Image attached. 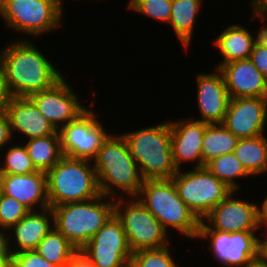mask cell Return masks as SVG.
Here are the masks:
<instances>
[{
    "label": "cell",
    "mask_w": 267,
    "mask_h": 267,
    "mask_svg": "<svg viewBox=\"0 0 267 267\" xmlns=\"http://www.w3.org/2000/svg\"><path fill=\"white\" fill-rule=\"evenodd\" d=\"M239 138L230 132L222 123L208 124L202 143V167L213 158L232 153Z\"/></svg>",
    "instance_id": "cell-26"
},
{
    "label": "cell",
    "mask_w": 267,
    "mask_h": 267,
    "mask_svg": "<svg viewBox=\"0 0 267 267\" xmlns=\"http://www.w3.org/2000/svg\"><path fill=\"white\" fill-rule=\"evenodd\" d=\"M3 193L21 202L30 211L50 207L47 193L46 172L31 174H2Z\"/></svg>",
    "instance_id": "cell-21"
},
{
    "label": "cell",
    "mask_w": 267,
    "mask_h": 267,
    "mask_svg": "<svg viewBox=\"0 0 267 267\" xmlns=\"http://www.w3.org/2000/svg\"><path fill=\"white\" fill-rule=\"evenodd\" d=\"M67 267H95L92 261L79 249L69 259Z\"/></svg>",
    "instance_id": "cell-36"
},
{
    "label": "cell",
    "mask_w": 267,
    "mask_h": 267,
    "mask_svg": "<svg viewBox=\"0 0 267 267\" xmlns=\"http://www.w3.org/2000/svg\"><path fill=\"white\" fill-rule=\"evenodd\" d=\"M232 191L200 221L199 230L221 232L259 231V204L241 199ZM235 195V196H234ZM237 196V197H236Z\"/></svg>",
    "instance_id": "cell-13"
},
{
    "label": "cell",
    "mask_w": 267,
    "mask_h": 267,
    "mask_svg": "<svg viewBox=\"0 0 267 267\" xmlns=\"http://www.w3.org/2000/svg\"><path fill=\"white\" fill-rule=\"evenodd\" d=\"M80 250L95 267H130L132 251L115 214Z\"/></svg>",
    "instance_id": "cell-11"
},
{
    "label": "cell",
    "mask_w": 267,
    "mask_h": 267,
    "mask_svg": "<svg viewBox=\"0 0 267 267\" xmlns=\"http://www.w3.org/2000/svg\"><path fill=\"white\" fill-rule=\"evenodd\" d=\"M222 124L239 139L266 134L267 97L230 98Z\"/></svg>",
    "instance_id": "cell-15"
},
{
    "label": "cell",
    "mask_w": 267,
    "mask_h": 267,
    "mask_svg": "<svg viewBox=\"0 0 267 267\" xmlns=\"http://www.w3.org/2000/svg\"><path fill=\"white\" fill-rule=\"evenodd\" d=\"M5 43L8 44L0 49V65L10 97H29L50 89L63 77L53 60L44 55L31 39L12 37Z\"/></svg>",
    "instance_id": "cell-1"
},
{
    "label": "cell",
    "mask_w": 267,
    "mask_h": 267,
    "mask_svg": "<svg viewBox=\"0 0 267 267\" xmlns=\"http://www.w3.org/2000/svg\"><path fill=\"white\" fill-rule=\"evenodd\" d=\"M265 196L266 197L262 199L261 206H258L259 229L263 233H267V195Z\"/></svg>",
    "instance_id": "cell-39"
},
{
    "label": "cell",
    "mask_w": 267,
    "mask_h": 267,
    "mask_svg": "<svg viewBox=\"0 0 267 267\" xmlns=\"http://www.w3.org/2000/svg\"><path fill=\"white\" fill-rule=\"evenodd\" d=\"M234 154L252 179L257 175H267V133L253 138H240Z\"/></svg>",
    "instance_id": "cell-24"
},
{
    "label": "cell",
    "mask_w": 267,
    "mask_h": 267,
    "mask_svg": "<svg viewBox=\"0 0 267 267\" xmlns=\"http://www.w3.org/2000/svg\"><path fill=\"white\" fill-rule=\"evenodd\" d=\"M261 2H262L265 6H267V0H261Z\"/></svg>",
    "instance_id": "cell-47"
},
{
    "label": "cell",
    "mask_w": 267,
    "mask_h": 267,
    "mask_svg": "<svg viewBox=\"0 0 267 267\" xmlns=\"http://www.w3.org/2000/svg\"><path fill=\"white\" fill-rule=\"evenodd\" d=\"M0 267H11V257H0Z\"/></svg>",
    "instance_id": "cell-44"
},
{
    "label": "cell",
    "mask_w": 267,
    "mask_h": 267,
    "mask_svg": "<svg viewBox=\"0 0 267 267\" xmlns=\"http://www.w3.org/2000/svg\"><path fill=\"white\" fill-rule=\"evenodd\" d=\"M4 193H3V180H2V174L0 173V200L2 199Z\"/></svg>",
    "instance_id": "cell-45"
},
{
    "label": "cell",
    "mask_w": 267,
    "mask_h": 267,
    "mask_svg": "<svg viewBox=\"0 0 267 267\" xmlns=\"http://www.w3.org/2000/svg\"><path fill=\"white\" fill-rule=\"evenodd\" d=\"M50 207L94 199L100 195L92 161L63 156L46 172Z\"/></svg>",
    "instance_id": "cell-7"
},
{
    "label": "cell",
    "mask_w": 267,
    "mask_h": 267,
    "mask_svg": "<svg viewBox=\"0 0 267 267\" xmlns=\"http://www.w3.org/2000/svg\"><path fill=\"white\" fill-rule=\"evenodd\" d=\"M254 31L256 32V34L252 33L254 46L267 47V22L260 29Z\"/></svg>",
    "instance_id": "cell-38"
},
{
    "label": "cell",
    "mask_w": 267,
    "mask_h": 267,
    "mask_svg": "<svg viewBox=\"0 0 267 267\" xmlns=\"http://www.w3.org/2000/svg\"><path fill=\"white\" fill-rule=\"evenodd\" d=\"M11 267H57L43 258L36 250L11 254Z\"/></svg>",
    "instance_id": "cell-33"
},
{
    "label": "cell",
    "mask_w": 267,
    "mask_h": 267,
    "mask_svg": "<svg viewBox=\"0 0 267 267\" xmlns=\"http://www.w3.org/2000/svg\"><path fill=\"white\" fill-rule=\"evenodd\" d=\"M172 180L179 197L200 221L233 191L206 167L183 168Z\"/></svg>",
    "instance_id": "cell-9"
},
{
    "label": "cell",
    "mask_w": 267,
    "mask_h": 267,
    "mask_svg": "<svg viewBox=\"0 0 267 267\" xmlns=\"http://www.w3.org/2000/svg\"><path fill=\"white\" fill-rule=\"evenodd\" d=\"M205 167L231 190L237 192L240 191L239 188L241 189V187L236 181L247 177L250 179L251 176L236 158L234 152L213 158Z\"/></svg>",
    "instance_id": "cell-28"
},
{
    "label": "cell",
    "mask_w": 267,
    "mask_h": 267,
    "mask_svg": "<svg viewBox=\"0 0 267 267\" xmlns=\"http://www.w3.org/2000/svg\"><path fill=\"white\" fill-rule=\"evenodd\" d=\"M35 250L55 266L67 267L69 259L77 252L78 248L53 227Z\"/></svg>",
    "instance_id": "cell-27"
},
{
    "label": "cell",
    "mask_w": 267,
    "mask_h": 267,
    "mask_svg": "<svg viewBox=\"0 0 267 267\" xmlns=\"http://www.w3.org/2000/svg\"><path fill=\"white\" fill-rule=\"evenodd\" d=\"M246 267H267V264L257 256L256 258L252 259Z\"/></svg>",
    "instance_id": "cell-43"
},
{
    "label": "cell",
    "mask_w": 267,
    "mask_h": 267,
    "mask_svg": "<svg viewBox=\"0 0 267 267\" xmlns=\"http://www.w3.org/2000/svg\"><path fill=\"white\" fill-rule=\"evenodd\" d=\"M4 110L14 141L22 136L21 140L25 141L52 135L57 131L29 97H9Z\"/></svg>",
    "instance_id": "cell-18"
},
{
    "label": "cell",
    "mask_w": 267,
    "mask_h": 267,
    "mask_svg": "<svg viewBox=\"0 0 267 267\" xmlns=\"http://www.w3.org/2000/svg\"><path fill=\"white\" fill-rule=\"evenodd\" d=\"M230 98L267 97V78L249 59L233 61L218 68Z\"/></svg>",
    "instance_id": "cell-19"
},
{
    "label": "cell",
    "mask_w": 267,
    "mask_h": 267,
    "mask_svg": "<svg viewBox=\"0 0 267 267\" xmlns=\"http://www.w3.org/2000/svg\"><path fill=\"white\" fill-rule=\"evenodd\" d=\"M171 127V149L173 163L177 170H182V164L188 162L194 167H202V143L208 123L182 118L170 120ZM195 164H192V163Z\"/></svg>",
    "instance_id": "cell-16"
},
{
    "label": "cell",
    "mask_w": 267,
    "mask_h": 267,
    "mask_svg": "<svg viewBox=\"0 0 267 267\" xmlns=\"http://www.w3.org/2000/svg\"><path fill=\"white\" fill-rule=\"evenodd\" d=\"M121 134L144 180L172 179L177 173L173 163L169 119Z\"/></svg>",
    "instance_id": "cell-3"
},
{
    "label": "cell",
    "mask_w": 267,
    "mask_h": 267,
    "mask_svg": "<svg viewBox=\"0 0 267 267\" xmlns=\"http://www.w3.org/2000/svg\"><path fill=\"white\" fill-rule=\"evenodd\" d=\"M53 227L54 214L51 207L29 211L7 231L10 254L35 250L40 241Z\"/></svg>",
    "instance_id": "cell-20"
},
{
    "label": "cell",
    "mask_w": 267,
    "mask_h": 267,
    "mask_svg": "<svg viewBox=\"0 0 267 267\" xmlns=\"http://www.w3.org/2000/svg\"><path fill=\"white\" fill-rule=\"evenodd\" d=\"M38 171L47 172L63 157L59 131L54 134L22 141Z\"/></svg>",
    "instance_id": "cell-25"
},
{
    "label": "cell",
    "mask_w": 267,
    "mask_h": 267,
    "mask_svg": "<svg viewBox=\"0 0 267 267\" xmlns=\"http://www.w3.org/2000/svg\"><path fill=\"white\" fill-rule=\"evenodd\" d=\"M0 257H11L8 248L7 232L0 229Z\"/></svg>",
    "instance_id": "cell-42"
},
{
    "label": "cell",
    "mask_w": 267,
    "mask_h": 267,
    "mask_svg": "<svg viewBox=\"0 0 267 267\" xmlns=\"http://www.w3.org/2000/svg\"><path fill=\"white\" fill-rule=\"evenodd\" d=\"M136 198L168 233L173 230L171 236L177 231L187 240H196L200 220L179 197L172 179L144 180Z\"/></svg>",
    "instance_id": "cell-4"
},
{
    "label": "cell",
    "mask_w": 267,
    "mask_h": 267,
    "mask_svg": "<svg viewBox=\"0 0 267 267\" xmlns=\"http://www.w3.org/2000/svg\"><path fill=\"white\" fill-rule=\"evenodd\" d=\"M29 211L30 210L18 200L3 195L0 200V229L7 232Z\"/></svg>",
    "instance_id": "cell-32"
},
{
    "label": "cell",
    "mask_w": 267,
    "mask_h": 267,
    "mask_svg": "<svg viewBox=\"0 0 267 267\" xmlns=\"http://www.w3.org/2000/svg\"><path fill=\"white\" fill-rule=\"evenodd\" d=\"M20 142V143H19ZM10 143L0 154L1 174H31L38 171L33 165L32 159L28 155L27 149L21 141ZM17 143V144H16ZM13 144V145H12ZM4 152V155H3ZM3 157H2V156Z\"/></svg>",
    "instance_id": "cell-29"
},
{
    "label": "cell",
    "mask_w": 267,
    "mask_h": 267,
    "mask_svg": "<svg viewBox=\"0 0 267 267\" xmlns=\"http://www.w3.org/2000/svg\"><path fill=\"white\" fill-rule=\"evenodd\" d=\"M95 100L83 113L59 130L63 156L93 161L111 134L94 111ZM93 108V109H92Z\"/></svg>",
    "instance_id": "cell-10"
},
{
    "label": "cell",
    "mask_w": 267,
    "mask_h": 267,
    "mask_svg": "<svg viewBox=\"0 0 267 267\" xmlns=\"http://www.w3.org/2000/svg\"><path fill=\"white\" fill-rule=\"evenodd\" d=\"M250 10L252 11V15L249 17L251 18L250 20L256 19L258 21L259 19L262 23L267 21V6L262 2L251 6Z\"/></svg>",
    "instance_id": "cell-37"
},
{
    "label": "cell",
    "mask_w": 267,
    "mask_h": 267,
    "mask_svg": "<svg viewBox=\"0 0 267 267\" xmlns=\"http://www.w3.org/2000/svg\"><path fill=\"white\" fill-rule=\"evenodd\" d=\"M250 60L255 67L267 78V47L253 46Z\"/></svg>",
    "instance_id": "cell-34"
},
{
    "label": "cell",
    "mask_w": 267,
    "mask_h": 267,
    "mask_svg": "<svg viewBox=\"0 0 267 267\" xmlns=\"http://www.w3.org/2000/svg\"><path fill=\"white\" fill-rule=\"evenodd\" d=\"M68 80L63 76L50 89L29 96L40 113L58 131L87 109Z\"/></svg>",
    "instance_id": "cell-14"
},
{
    "label": "cell",
    "mask_w": 267,
    "mask_h": 267,
    "mask_svg": "<svg viewBox=\"0 0 267 267\" xmlns=\"http://www.w3.org/2000/svg\"><path fill=\"white\" fill-rule=\"evenodd\" d=\"M127 9L168 25L172 0H127Z\"/></svg>",
    "instance_id": "cell-31"
},
{
    "label": "cell",
    "mask_w": 267,
    "mask_h": 267,
    "mask_svg": "<svg viewBox=\"0 0 267 267\" xmlns=\"http://www.w3.org/2000/svg\"><path fill=\"white\" fill-rule=\"evenodd\" d=\"M203 0H172L171 17L168 26H171L177 39L185 51L193 41L195 24L202 7Z\"/></svg>",
    "instance_id": "cell-23"
},
{
    "label": "cell",
    "mask_w": 267,
    "mask_h": 267,
    "mask_svg": "<svg viewBox=\"0 0 267 267\" xmlns=\"http://www.w3.org/2000/svg\"><path fill=\"white\" fill-rule=\"evenodd\" d=\"M261 3V0H250V2L248 4H250V7L256 4Z\"/></svg>",
    "instance_id": "cell-46"
},
{
    "label": "cell",
    "mask_w": 267,
    "mask_h": 267,
    "mask_svg": "<svg viewBox=\"0 0 267 267\" xmlns=\"http://www.w3.org/2000/svg\"><path fill=\"white\" fill-rule=\"evenodd\" d=\"M92 162L100 194L113 199L139 195L144 179L120 132L111 131Z\"/></svg>",
    "instance_id": "cell-2"
},
{
    "label": "cell",
    "mask_w": 267,
    "mask_h": 267,
    "mask_svg": "<svg viewBox=\"0 0 267 267\" xmlns=\"http://www.w3.org/2000/svg\"><path fill=\"white\" fill-rule=\"evenodd\" d=\"M195 77L200 115L197 119L189 118L208 124L222 123L230 101L222 73L215 68L214 72L199 73Z\"/></svg>",
    "instance_id": "cell-17"
},
{
    "label": "cell",
    "mask_w": 267,
    "mask_h": 267,
    "mask_svg": "<svg viewBox=\"0 0 267 267\" xmlns=\"http://www.w3.org/2000/svg\"><path fill=\"white\" fill-rule=\"evenodd\" d=\"M13 142L9 119L5 110L0 111V154L7 145Z\"/></svg>",
    "instance_id": "cell-35"
},
{
    "label": "cell",
    "mask_w": 267,
    "mask_h": 267,
    "mask_svg": "<svg viewBox=\"0 0 267 267\" xmlns=\"http://www.w3.org/2000/svg\"><path fill=\"white\" fill-rule=\"evenodd\" d=\"M257 256L267 264V233L259 231ZM263 235V236H261Z\"/></svg>",
    "instance_id": "cell-40"
},
{
    "label": "cell",
    "mask_w": 267,
    "mask_h": 267,
    "mask_svg": "<svg viewBox=\"0 0 267 267\" xmlns=\"http://www.w3.org/2000/svg\"><path fill=\"white\" fill-rule=\"evenodd\" d=\"M170 246L142 249L132 253L130 267H180L170 252Z\"/></svg>",
    "instance_id": "cell-30"
},
{
    "label": "cell",
    "mask_w": 267,
    "mask_h": 267,
    "mask_svg": "<svg viewBox=\"0 0 267 267\" xmlns=\"http://www.w3.org/2000/svg\"><path fill=\"white\" fill-rule=\"evenodd\" d=\"M63 4V0H0V19L18 36L26 34L24 38L15 39L34 40L63 26Z\"/></svg>",
    "instance_id": "cell-6"
},
{
    "label": "cell",
    "mask_w": 267,
    "mask_h": 267,
    "mask_svg": "<svg viewBox=\"0 0 267 267\" xmlns=\"http://www.w3.org/2000/svg\"><path fill=\"white\" fill-rule=\"evenodd\" d=\"M251 29L241 24H232L224 28L212 41L223 57L214 68L233 61L249 59L254 43Z\"/></svg>",
    "instance_id": "cell-22"
},
{
    "label": "cell",
    "mask_w": 267,
    "mask_h": 267,
    "mask_svg": "<svg viewBox=\"0 0 267 267\" xmlns=\"http://www.w3.org/2000/svg\"><path fill=\"white\" fill-rule=\"evenodd\" d=\"M9 97L10 96L7 93L5 82H4L3 69L0 65V111L5 108Z\"/></svg>",
    "instance_id": "cell-41"
},
{
    "label": "cell",
    "mask_w": 267,
    "mask_h": 267,
    "mask_svg": "<svg viewBox=\"0 0 267 267\" xmlns=\"http://www.w3.org/2000/svg\"><path fill=\"white\" fill-rule=\"evenodd\" d=\"M258 236L256 231L199 230L196 240L209 241L208 250L222 267H246L257 257Z\"/></svg>",
    "instance_id": "cell-12"
},
{
    "label": "cell",
    "mask_w": 267,
    "mask_h": 267,
    "mask_svg": "<svg viewBox=\"0 0 267 267\" xmlns=\"http://www.w3.org/2000/svg\"><path fill=\"white\" fill-rule=\"evenodd\" d=\"M115 199L100 194L91 200L51 207L54 227L81 249L114 214Z\"/></svg>",
    "instance_id": "cell-5"
},
{
    "label": "cell",
    "mask_w": 267,
    "mask_h": 267,
    "mask_svg": "<svg viewBox=\"0 0 267 267\" xmlns=\"http://www.w3.org/2000/svg\"><path fill=\"white\" fill-rule=\"evenodd\" d=\"M114 214L122 224L132 253L170 245V233L138 198L115 199Z\"/></svg>",
    "instance_id": "cell-8"
}]
</instances>
